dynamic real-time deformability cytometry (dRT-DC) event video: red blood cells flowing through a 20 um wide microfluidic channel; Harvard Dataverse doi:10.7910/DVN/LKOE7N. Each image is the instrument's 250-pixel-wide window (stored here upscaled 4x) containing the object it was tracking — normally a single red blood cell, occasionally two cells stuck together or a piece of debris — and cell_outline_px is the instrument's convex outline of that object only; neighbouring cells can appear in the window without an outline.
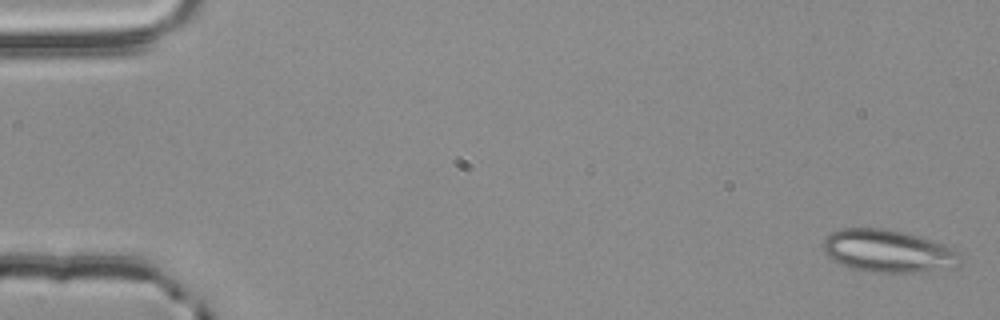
{"species": "common noctule bat (a hibernating species)", "species_latin": "Nyctalus noctula", "temperature_condition": "room temperature", "stored_images_in_passage": 55, "segment_of_instrument_passage": [1, 2], "camera_frame_rate_fps": 3000, "um_per_image_px": 0.085, "animal": {"sex": "male", "body_mass_g": 20.4}, "frame": {"image": 1, "passage_image": 1, "time_ms": 0.0, "image_size_px": [1000, 320], "cell_outline_px": [[960, 268], [912, 272], [872, 272], [852, 268], [840, 264], [832, 260], [824, 252], [820, 244], [832, 232], [840, 228], [884, 228], [904, 232], [932, 240], [956, 248], [960, 264]], "centroid_in_image_um": [75.49, 21.34], "position_along_channel_um": 9.5, "area_um2": 34.33}}